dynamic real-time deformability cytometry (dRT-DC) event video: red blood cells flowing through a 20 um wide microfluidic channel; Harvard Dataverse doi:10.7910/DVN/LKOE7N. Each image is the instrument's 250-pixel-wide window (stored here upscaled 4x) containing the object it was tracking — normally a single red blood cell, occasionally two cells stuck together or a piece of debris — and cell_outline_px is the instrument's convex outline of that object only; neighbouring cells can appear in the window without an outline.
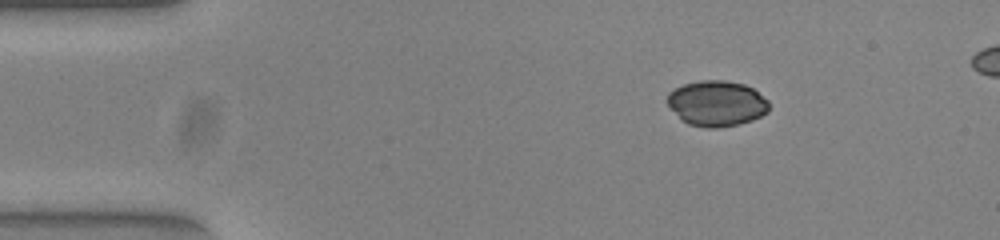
{"species": "common noctule bat (a hibernating species)", "species_latin": "Nyctalus noctula", "temperature_condition": "warm", "stored_images_in_passage": 45, "camera_frame_rate_fps": 3000, "um_per_image_px": 0.085, "animal": {"sex": "female", "body_mass_g": 23.0, "forearm_length_mm": 53.4}, "frame": {"image": 1, "passage_image": 1, "time_ms": 0.0, "image_size_px": [1000, 240], "cell_outline_px": [[768, 112], [752, 120], [740, 124], [716, 128], [708, 128], [688, 124], [680, 120], [664, 100], [668, 92], [684, 84], [700, 80], [724, 80], [744, 84], [752, 88], [768, 100]], "centroid_in_image_um": [60.88, 8.79], "position_along_channel_um": 24.1, "area_um2": 27.22}}
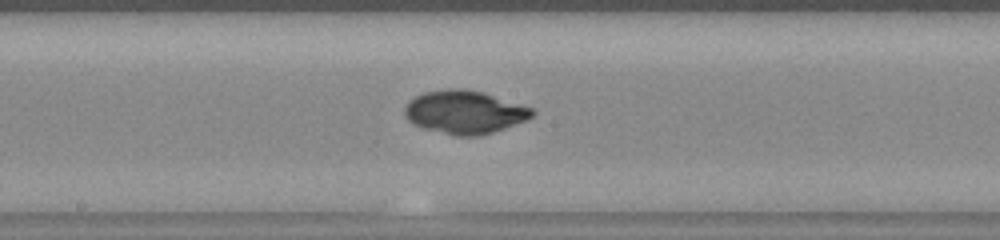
{"frame": {"image": 2, "passage_image": 21, "time_ms": 6.667, "image_size_px": [1000, 240], "cell_outline_px": [[536, 112], [532, 116], [524, 120], [504, 128], [492, 132], [476, 136], [456, 136], [424, 128], [412, 124], [404, 116], [404, 108], [408, 100], [424, 92], [444, 88], [464, 88], [484, 92], [532, 108]], "centroid_in_image_um": [39.44, 9.51], "position_along_channel_um": 208.8, "area_um2": 32.14}}
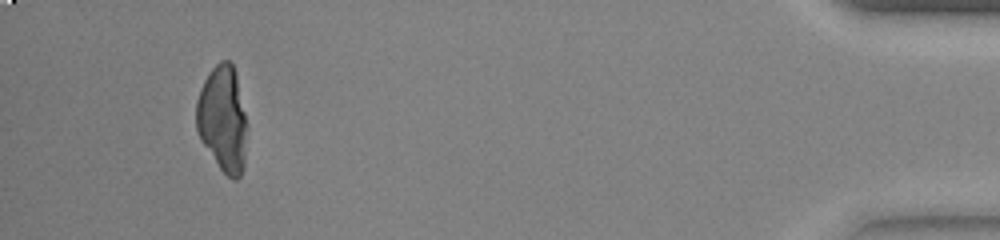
{"frame": {"image": 3, "passage_image": 43, "time_ms": 14.0, "image_size_px": [1000, 240], "cell_outline_px": [[248, 128], [244, 168], [240, 176], [236, 180], [232, 180], [220, 168], [200, 140], [196, 128], [196, 100], [200, 88], [204, 80], [212, 68], [220, 60], [228, 60], [232, 64], [236, 72], [248, 124]], "centroid_in_image_um": [18.95, 10.11], "position_along_channel_um": 416.2, "area_um2": 31.96}}